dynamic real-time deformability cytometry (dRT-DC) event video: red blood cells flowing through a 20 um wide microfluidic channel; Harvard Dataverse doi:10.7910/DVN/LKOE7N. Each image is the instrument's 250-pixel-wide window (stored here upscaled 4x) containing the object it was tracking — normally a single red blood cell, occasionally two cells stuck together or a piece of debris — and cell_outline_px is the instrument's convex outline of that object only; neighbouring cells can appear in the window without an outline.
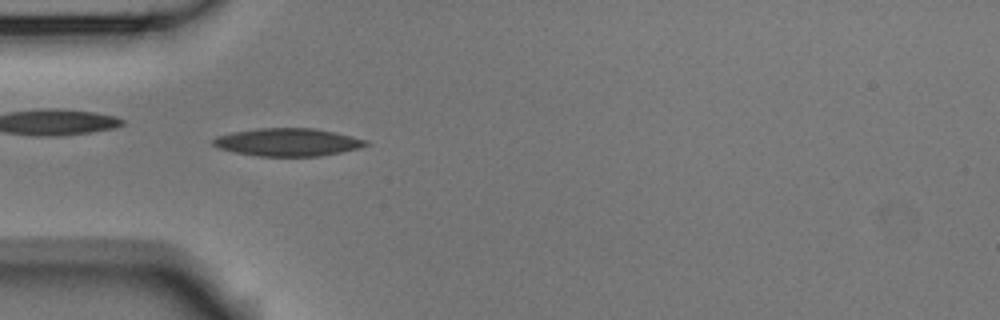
{"species": "Egyptian fruit bat (a non-hibernating species)", "species_latin": "Rousettus aegyptiacus", "temperature_condition": "room temperature", "stored_images_in_passage": 6, "camera_frame_rate_fps": 3000, "um_per_image_px": 0.085, "animal": {"sex": "male"}, "frame": {"image": 1, "passage_image": 5, "time_ms": 1.333, "image_size_px": [1000, 320], "cell_outline_px": [[372, 144], [340, 152], [320, 156], [260, 156], [236, 152], [220, 148], [212, 144], [212, 140], [216, 136], [232, 132], [256, 128], [316, 128], [352, 136], [368, 140]], "centroid_in_image_um": [24.47, 12.07], "position_along_channel_um": 60.5, "area_um2": 24.68}}